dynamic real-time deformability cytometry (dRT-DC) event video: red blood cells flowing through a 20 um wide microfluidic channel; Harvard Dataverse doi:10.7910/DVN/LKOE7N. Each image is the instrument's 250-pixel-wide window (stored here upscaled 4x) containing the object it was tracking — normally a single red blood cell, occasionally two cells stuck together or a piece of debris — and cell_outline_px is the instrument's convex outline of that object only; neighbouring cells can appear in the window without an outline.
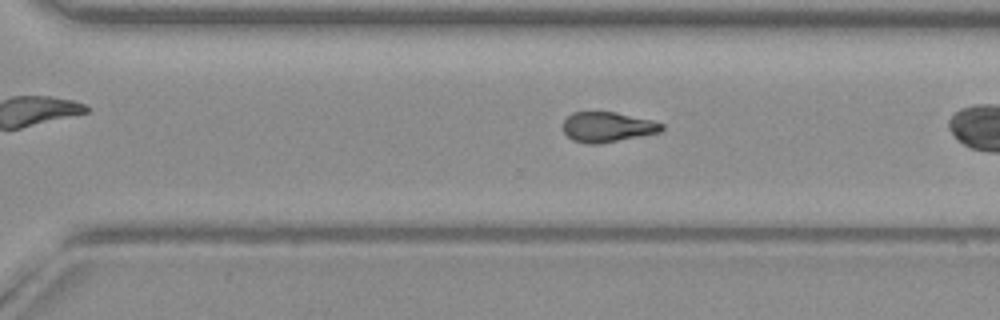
{"species": "common noctule bat (a hibernating species)", "species_latin": "Nyctalus noctula", "temperature_condition": "warm", "stored_images_in_passage": 34, "camera_frame_rate_fps": 3000, "um_per_image_px": 0.085, "animal": {"sex": "female", "body_mass_g": 19.3, "forearm_length_mm": 54.1}, "frame": {"image": 1, "passage_image": 29, "time_ms": 9.333, "image_size_px": [1000, 320], "cell_outline_px": [[664, 128], [660, 132], [600, 144], [588, 144], [572, 140], [564, 132], [564, 120], [572, 112], [616, 112], [652, 120], [664, 124]], "centroid_in_image_um": [51.64, 10.8], "position_along_channel_um": 319.0, "area_um2": 17.28}}